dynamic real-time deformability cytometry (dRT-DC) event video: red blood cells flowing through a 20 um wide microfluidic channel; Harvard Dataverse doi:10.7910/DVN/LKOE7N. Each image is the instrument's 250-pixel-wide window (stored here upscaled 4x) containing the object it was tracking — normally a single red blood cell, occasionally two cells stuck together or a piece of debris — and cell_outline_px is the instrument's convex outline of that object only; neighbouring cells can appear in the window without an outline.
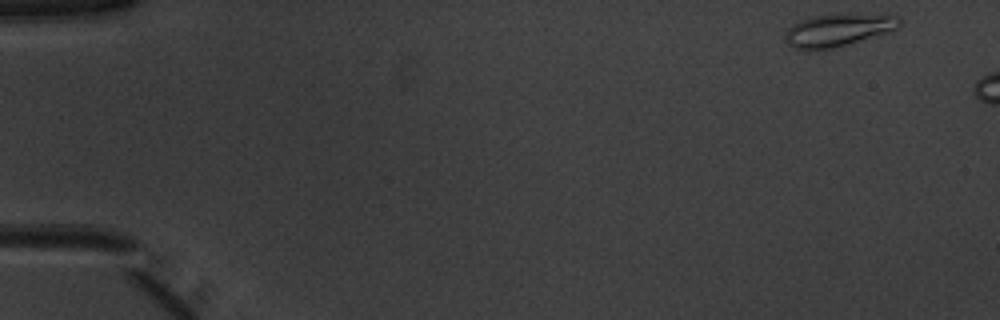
{"species": "common noctule bat (a hibernating species)", "species_latin": "Nyctalus noctula", "temperature_condition": "warm", "stored_images_in_passage": 6, "segment_of_instrument_passage": [1, 2], "camera_frame_rate_fps": 3000, "um_per_image_px": 0.085, "animal": {"sex": "male", "body_mass_g": 20.1, "forearm_length_mm": 53.5}, "frame": {"image": 1, "passage_image": 1, "time_ms": 0.0, "image_size_px": [1000, 320], "cell_outline_px": [[904, 24], [900, 28], [836, 48], [816, 52], [808, 52], [792, 48], [788, 44], [784, 36], [784, 32], [792, 24], [800, 20], [812, 16], [900, 16]], "centroid_in_image_um": [71.16, 2.64], "position_along_channel_um": 13.8, "area_um2": 21.62}}